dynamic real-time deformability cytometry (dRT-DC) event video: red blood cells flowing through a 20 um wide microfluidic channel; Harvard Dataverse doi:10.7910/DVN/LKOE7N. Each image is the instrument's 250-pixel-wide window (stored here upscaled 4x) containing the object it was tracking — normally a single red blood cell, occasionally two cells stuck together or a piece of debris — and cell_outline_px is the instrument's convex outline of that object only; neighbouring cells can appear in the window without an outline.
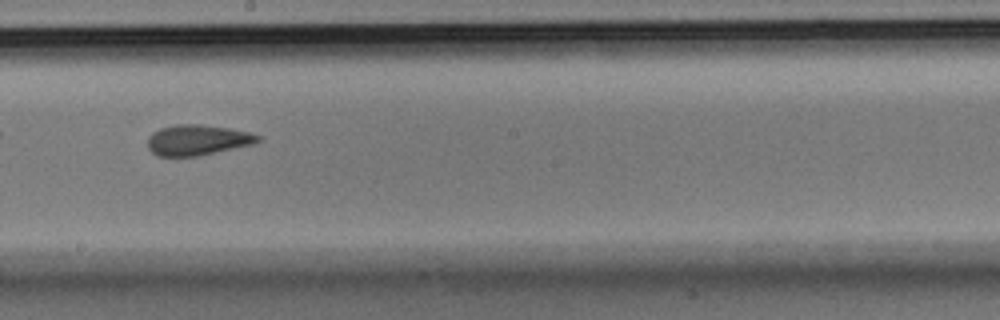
{"species": "Egyptian fruit bat (a non-hibernating species)", "species_latin": "Rousettus aegyptiacus", "temperature_condition": "room temperature", "stored_images_in_passage": 40, "camera_frame_rate_fps": 3000, "um_per_image_px": 0.085, "animal": {"sex": "male"}, "frame": {"image": 1, "passage_image": 18, "time_ms": 5.667, "image_size_px": [1000, 320], "cell_outline_px": [[260, 140], [252, 144], [200, 156], [156, 156], [148, 148], [148, 136], [152, 132], [160, 128], [176, 124], [200, 124], [228, 128], [248, 132], [260, 136]], "centroid_in_image_um": [16.74, 11.9], "position_along_channel_um": 231.5, "area_um2": 19.59}, "authors_computed_cell_mechanics": {"area_um2": 19.5364, "velocity_mm_per_s": 3.7022, "shape_relaxation_time_tau1_ms": null, "shape_relaxation_time_tau2_ms": 2.3121, "deformation_change_tau1": null, "deformation_change_tau2": 0.0727}}